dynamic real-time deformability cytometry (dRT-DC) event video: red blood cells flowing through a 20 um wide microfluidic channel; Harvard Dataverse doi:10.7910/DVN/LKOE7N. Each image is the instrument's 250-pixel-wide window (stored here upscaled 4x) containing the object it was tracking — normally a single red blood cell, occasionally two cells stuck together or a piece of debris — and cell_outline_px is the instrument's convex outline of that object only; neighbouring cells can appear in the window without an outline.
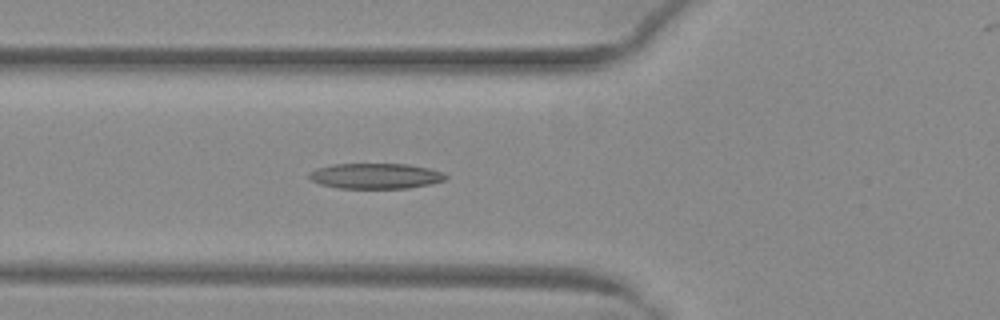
{"species": "common noctule bat (a hibernating species)", "species_latin": "Nyctalus noctula", "temperature_condition": "warm", "stored_images_in_passage": 52, "camera_frame_rate_fps": 3000, "um_per_image_px": 0.085, "animal": {"sex": "female", "body_mass_g": 29.2, "forearm_length_mm": 56.3}, "frame": {"image": 1, "passage_image": 20, "time_ms": 6.333, "image_size_px": [1000, 320], "cell_outline_px": [[448, 176], [444, 180], [428, 184], [408, 188], [336, 188], [320, 184], [312, 180], [308, 176], [308, 172], [316, 168], [332, 164], [408, 164], [428, 168], [444, 172]], "centroid_in_image_um": [31.89, 14.95], "position_along_channel_um": 93.9, "area_um2": 20.29}}
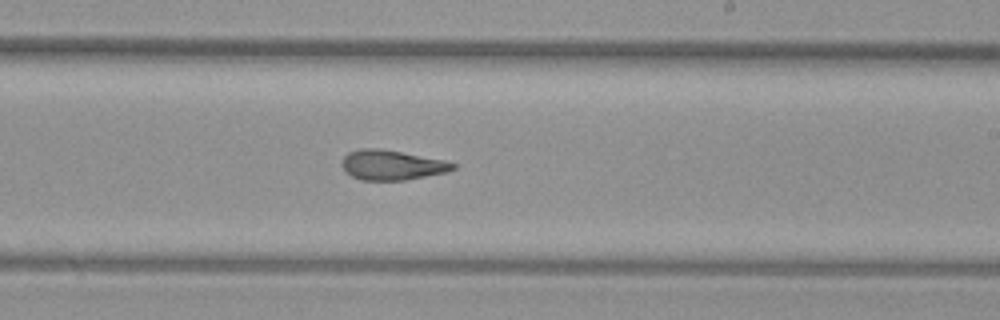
{"frame": {"image": 2, "passage_image": 32, "time_ms": 10.333, "image_size_px": [1000, 320], "cell_outline_px": [[456, 168], [448, 172], [404, 180], [360, 180], [352, 176], [340, 164], [344, 156], [348, 152], [360, 148], [380, 148], [444, 160], [456, 164]], "centroid_in_image_um": [33.3, 14.02], "position_along_channel_um": 255.7, "area_um2": 19.31}}
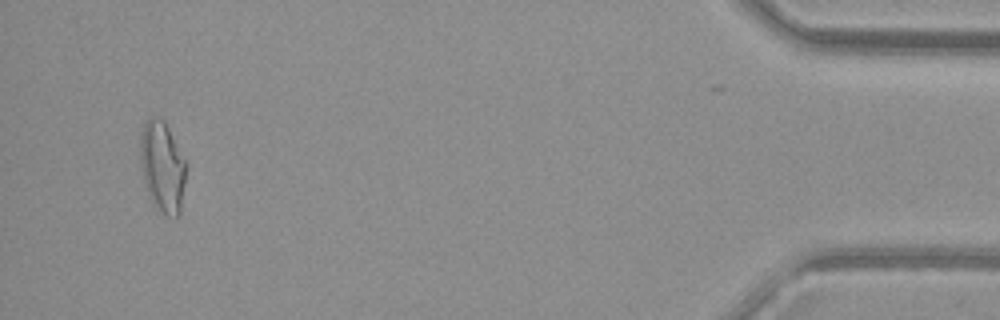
{"frame": {"image": 3, "passage_image": 50, "time_ms": 16.333, "image_size_px": [1000, 320], "cell_outline_px": [[188, 164], [180, 216], [164, 216], [156, 212], [148, 196], [144, 184], [140, 168], [140, 136], [144, 124], [152, 116], [164, 120]], "centroid_in_image_um": [13.81, 14.25], "position_along_channel_um": 421.4, "area_um2": 25.14}, "authors_computed_cell_mechanics": {"area_um2": 20.8947, "velocity_mm_per_s": 4.0481, "shape_relaxation_time_tau1_ms": null, "shape_relaxation_time_tau2_ms": 2.9381, "deformation_change_tau1": null, "deformation_change_tau2": 0.1284}}